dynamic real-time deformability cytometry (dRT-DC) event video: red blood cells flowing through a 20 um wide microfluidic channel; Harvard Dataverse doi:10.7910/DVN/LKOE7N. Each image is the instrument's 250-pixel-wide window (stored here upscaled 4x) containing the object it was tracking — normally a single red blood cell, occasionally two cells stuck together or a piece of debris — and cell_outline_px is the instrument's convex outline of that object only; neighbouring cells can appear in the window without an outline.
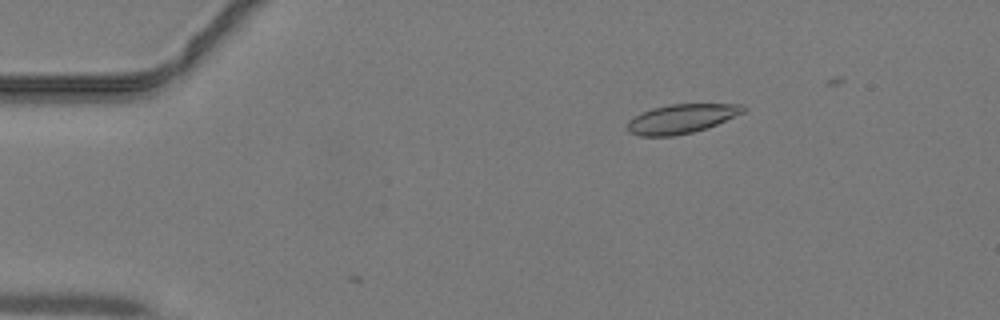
{"species": "common noctule bat (a hibernating species)", "species_latin": "Nyctalus noctula", "temperature_condition": "warm", "stored_images_in_passage": 8, "camera_frame_rate_fps": 3000, "um_per_image_px": 0.085, "animal": {"sex": "male", "body_mass_g": 19.2, "forearm_length_mm": 51.8}, "frame": {"image": 1, "passage_image": 8, "time_ms": 2.333, "image_size_px": [1000, 320], "cell_outline_px": [[748, 108], [744, 112], [716, 124], [692, 132], [672, 136], [640, 136], [628, 132], [628, 120], [652, 108], [668, 104], [744, 104]], "centroid_in_image_um": [57.93, 10.08], "position_along_channel_um": 27.1, "area_um2": 19.48}}